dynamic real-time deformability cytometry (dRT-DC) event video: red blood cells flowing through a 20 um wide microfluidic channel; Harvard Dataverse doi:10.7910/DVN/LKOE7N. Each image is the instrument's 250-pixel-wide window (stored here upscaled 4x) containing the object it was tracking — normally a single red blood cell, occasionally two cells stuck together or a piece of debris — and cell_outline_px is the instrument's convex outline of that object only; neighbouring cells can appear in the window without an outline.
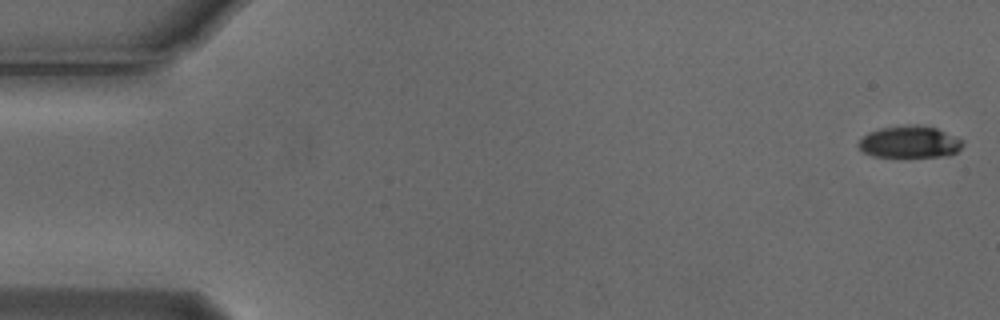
{"species": "Egyptian fruit bat (a non-hibernating species)", "species_latin": "Rousettus aegyptiacus", "temperature_condition": "cold", "stored_images_in_passage": 54, "camera_frame_rate_fps": 3000, "um_per_image_px": 0.085, "animal": {"sex": "male"}, "frame": {"image": 1, "passage_image": 1, "time_ms": 0.0, "image_size_px": [1000, 320], "cell_outline_px": [[964, 144], [956, 152], [948, 156], [908, 160], [872, 156], [864, 152], [856, 144], [868, 132], [880, 128], [912, 124], [920, 124], [936, 128], [964, 140]], "centroid_in_image_um": [77.33, 12.12], "position_along_channel_um": 7.7, "area_um2": 20.46}}
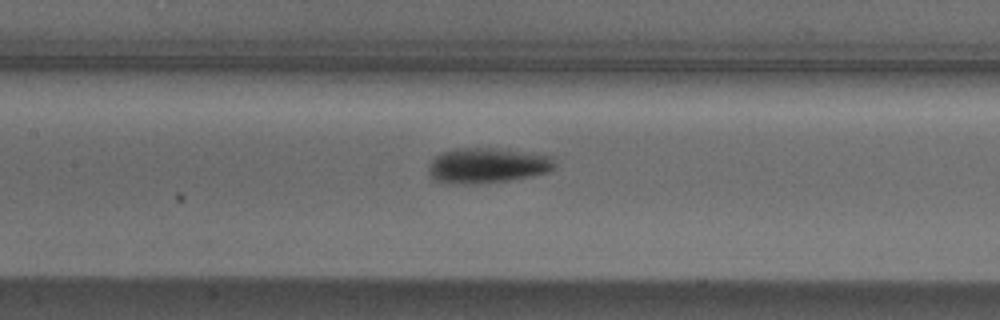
{"frame": {"image": 2, "passage_image": 25, "time_ms": 8.0, "image_size_px": [1000, 320], "cell_outline_px": [[556, 164], [548, 172], [508, 180], [476, 184], [448, 184], [432, 180], [428, 172], [428, 168], [432, 160], [440, 152], [456, 148], [492, 148], [552, 156]], "centroid_in_image_um": [41.34, 14.08], "position_along_channel_um": 166.1, "area_um2": 25.89}}
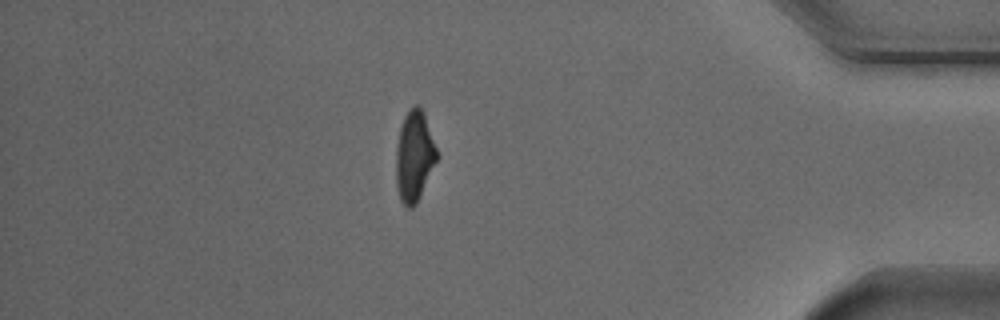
{"frame": {"image": 3, "passage_image": 47, "time_ms": 15.333, "image_size_px": [1000, 320], "cell_outline_px": [[440, 156], [416, 204], [412, 208], [408, 208], [400, 200], [396, 188], [396, 144], [400, 128], [404, 116], [408, 108], [412, 104], [420, 104], [424, 112]], "centroid_in_image_um": [35.23, 13.24], "position_along_channel_um": 400.0, "area_um2": 22.2}, "authors_computed_cell_mechanics": {"area_um2": 22.1663, "velocity_mm_per_s": 3.7595, "shape_relaxation_time_tau1_ms": 2.65, "shape_relaxation_time_tau2_ms": 5.5739, "deformation_change_tau1": 0.1376, "deformation_change_tau2": 0.1352}}